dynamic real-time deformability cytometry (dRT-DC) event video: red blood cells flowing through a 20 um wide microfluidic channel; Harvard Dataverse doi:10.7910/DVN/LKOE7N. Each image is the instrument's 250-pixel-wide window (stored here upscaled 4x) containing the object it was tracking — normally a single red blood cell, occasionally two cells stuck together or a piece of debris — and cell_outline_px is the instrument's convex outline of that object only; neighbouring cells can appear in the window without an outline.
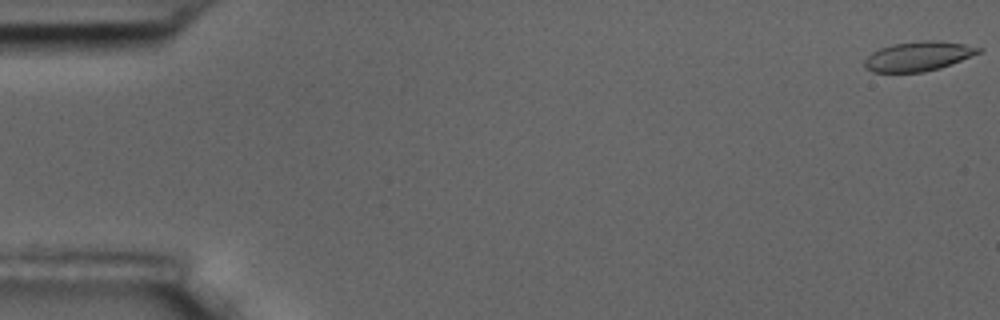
{"species": "common noctule bat (a hibernating species)", "species_latin": "Nyctalus noctula", "temperature_condition": "room temperature", "stored_images_in_passage": 10, "camera_frame_rate_fps": 3000, "um_per_image_px": 0.085, "animal": {"sex": "male", "body_mass_g": 17.5, "forearm_length_mm": 52.3}, "frame": {"image": 1, "passage_image": 1, "time_ms": 0.0, "image_size_px": [1000, 320], "cell_outline_px": [[984, 48], [980, 52], [940, 68], [924, 72], [872, 72], [864, 68], [864, 60], [872, 52], [880, 48], [892, 44], [920, 40], [940, 40], [964, 44]], "centroid_in_image_um": [78.02, 4.77], "position_along_channel_um": 7.0, "area_um2": 19.65}}
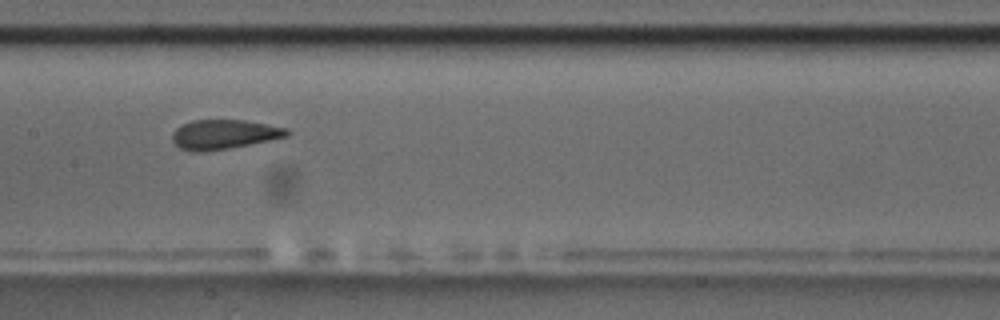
{"frame": {"image": 2, "passage_image": 9, "time_ms": 9.333, "image_size_px": [1000, 320], "cell_outline_px": [[292, 132], [288, 136], [228, 148], [200, 152], [192, 152], [180, 148], [172, 140], [172, 132], [180, 124], [192, 120], [244, 120], [288, 128]], "centroid_in_image_um": [19.01, 11.41], "position_along_channel_um": 188.4, "area_um2": 19.65}}
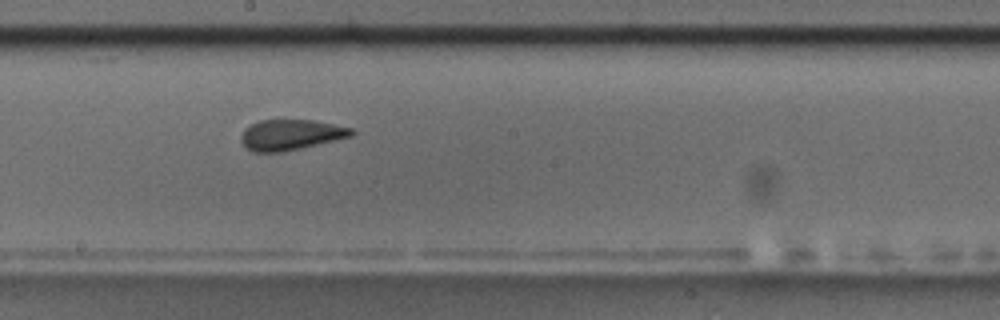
{"frame": {"image": 3, "passage_image": 10, "time_ms": 10.333, "image_size_px": [1000, 320], "cell_outline_px": [[356, 132], [352, 136], [284, 152], [252, 152], [240, 140], [240, 136], [244, 128], [260, 120], [312, 120], [356, 128]], "centroid_in_image_um": [24.74, 11.45], "position_along_channel_um": 223.5, "area_um2": 19.77}}